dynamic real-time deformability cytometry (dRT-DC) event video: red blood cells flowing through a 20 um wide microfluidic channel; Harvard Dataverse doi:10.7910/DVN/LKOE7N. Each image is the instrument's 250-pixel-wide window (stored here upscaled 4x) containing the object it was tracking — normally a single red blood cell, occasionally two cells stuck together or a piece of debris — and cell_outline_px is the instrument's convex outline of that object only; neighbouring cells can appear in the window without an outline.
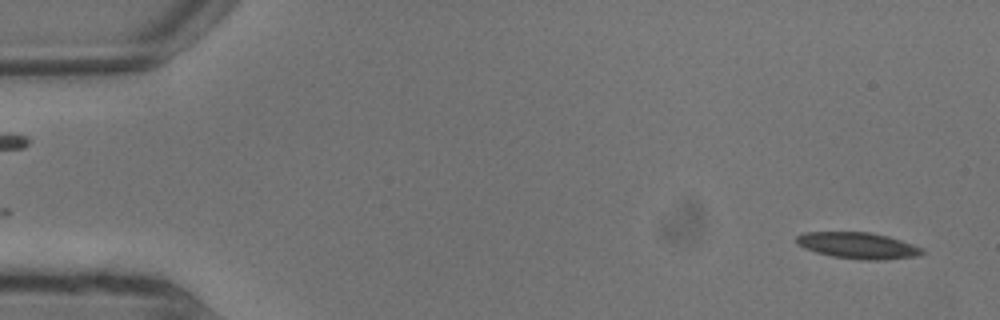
{"species": "common noctule bat (a hibernating species)", "species_latin": "Nyctalus noctula", "temperature_condition": "warm", "stored_images_in_passage": 3, "camera_frame_rate_fps": 3000, "um_per_image_px": 0.085, "animal": {"sex": "male", "body_mass_g": 13.3}, "frame": {"image": 1, "passage_image": 3, "time_ms": 0.667, "image_size_px": [1000, 320], "cell_outline_px": [[924, 252], [916, 256], [880, 260], [860, 260], [832, 256], [816, 252], [804, 248], [796, 244], [796, 236], [804, 232], [868, 232], [888, 236], [924, 248]], "centroid_in_image_um": [72.9, 20.87], "position_along_channel_um": 12.1, "area_um2": 19.25}}